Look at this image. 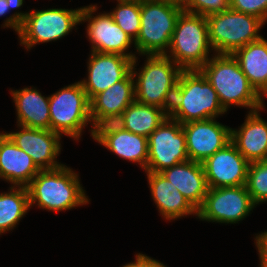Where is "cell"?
<instances>
[{
    "instance_id": "obj_24",
    "label": "cell",
    "mask_w": 267,
    "mask_h": 267,
    "mask_svg": "<svg viewBox=\"0 0 267 267\" xmlns=\"http://www.w3.org/2000/svg\"><path fill=\"white\" fill-rule=\"evenodd\" d=\"M101 145L105 146L110 152H114L120 158L137 162L144 170L148 163V138L122 130L118 133L109 135Z\"/></svg>"
},
{
    "instance_id": "obj_22",
    "label": "cell",
    "mask_w": 267,
    "mask_h": 267,
    "mask_svg": "<svg viewBox=\"0 0 267 267\" xmlns=\"http://www.w3.org/2000/svg\"><path fill=\"white\" fill-rule=\"evenodd\" d=\"M232 55L254 89L267 96V40L262 37L238 48Z\"/></svg>"
},
{
    "instance_id": "obj_11",
    "label": "cell",
    "mask_w": 267,
    "mask_h": 267,
    "mask_svg": "<svg viewBox=\"0 0 267 267\" xmlns=\"http://www.w3.org/2000/svg\"><path fill=\"white\" fill-rule=\"evenodd\" d=\"M255 206L245 185L208 188L197 216L201 220L233 224L248 216Z\"/></svg>"
},
{
    "instance_id": "obj_32",
    "label": "cell",
    "mask_w": 267,
    "mask_h": 267,
    "mask_svg": "<svg viewBox=\"0 0 267 267\" xmlns=\"http://www.w3.org/2000/svg\"><path fill=\"white\" fill-rule=\"evenodd\" d=\"M255 240L260 262H267V231L256 236Z\"/></svg>"
},
{
    "instance_id": "obj_12",
    "label": "cell",
    "mask_w": 267,
    "mask_h": 267,
    "mask_svg": "<svg viewBox=\"0 0 267 267\" xmlns=\"http://www.w3.org/2000/svg\"><path fill=\"white\" fill-rule=\"evenodd\" d=\"M97 10L96 5L82 7L80 23L88 21L87 34L92 43L91 51L98 53L120 54L130 59L136 55L125 51L134 43L131 37L126 34L109 13L92 14Z\"/></svg>"
},
{
    "instance_id": "obj_19",
    "label": "cell",
    "mask_w": 267,
    "mask_h": 267,
    "mask_svg": "<svg viewBox=\"0 0 267 267\" xmlns=\"http://www.w3.org/2000/svg\"><path fill=\"white\" fill-rule=\"evenodd\" d=\"M231 142L249 162L263 161L267 154V122L259 109L248 113L239 130L231 128Z\"/></svg>"
},
{
    "instance_id": "obj_37",
    "label": "cell",
    "mask_w": 267,
    "mask_h": 267,
    "mask_svg": "<svg viewBox=\"0 0 267 267\" xmlns=\"http://www.w3.org/2000/svg\"><path fill=\"white\" fill-rule=\"evenodd\" d=\"M24 0H7L8 6L11 9L20 8L23 5Z\"/></svg>"
},
{
    "instance_id": "obj_17",
    "label": "cell",
    "mask_w": 267,
    "mask_h": 267,
    "mask_svg": "<svg viewBox=\"0 0 267 267\" xmlns=\"http://www.w3.org/2000/svg\"><path fill=\"white\" fill-rule=\"evenodd\" d=\"M198 210L208 191L203 164L187 160L160 172Z\"/></svg>"
},
{
    "instance_id": "obj_23",
    "label": "cell",
    "mask_w": 267,
    "mask_h": 267,
    "mask_svg": "<svg viewBox=\"0 0 267 267\" xmlns=\"http://www.w3.org/2000/svg\"><path fill=\"white\" fill-rule=\"evenodd\" d=\"M134 77L130 73L124 80L95 95L90 102V115L122 113L135 101Z\"/></svg>"
},
{
    "instance_id": "obj_30",
    "label": "cell",
    "mask_w": 267,
    "mask_h": 267,
    "mask_svg": "<svg viewBox=\"0 0 267 267\" xmlns=\"http://www.w3.org/2000/svg\"><path fill=\"white\" fill-rule=\"evenodd\" d=\"M230 8V0H191L184 8L188 13L208 17Z\"/></svg>"
},
{
    "instance_id": "obj_33",
    "label": "cell",
    "mask_w": 267,
    "mask_h": 267,
    "mask_svg": "<svg viewBox=\"0 0 267 267\" xmlns=\"http://www.w3.org/2000/svg\"><path fill=\"white\" fill-rule=\"evenodd\" d=\"M123 267H145V255L138 253L136 261L123 265Z\"/></svg>"
},
{
    "instance_id": "obj_39",
    "label": "cell",
    "mask_w": 267,
    "mask_h": 267,
    "mask_svg": "<svg viewBox=\"0 0 267 267\" xmlns=\"http://www.w3.org/2000/svg\"><path fill=\"white\" fill-rule=\"evenodd\" d=\"M265 163H267V154H266V157H265V159L263 160Z\"/></svg>"
},
{
    "instance_id": "obj_5",
    "label": "cell",
    "mask_w": 267,
    "mask_h": 267,
    "mask_svg": "<svg viewBox=\"0 0 267 267\" xmlns=\"http://www.w3.org/2000/svg\"><path fill=\"white\" fill-rule=\"evenodd\" d=\"M82 8L33 10L30 13H14L6 19L4 27L13 28L21 45L31 49L35 44L59 40L80 24Z\"/></svg>"
},
{
    "instance_id": "obj_8",
    "label": "cell",
    "mask_w": 267,
    "mask_h": 267,
    "mask_svg": "<svg viewBox=\"0 0 267 267\" xmlns=\"http://www.w3.org/2000/svg\"><path fill=\"white\" fill-rule=\"evenodd\" d=\"M209 41L215 54H233L238 48L262 38L265 22L250 14L229 8L207 17Z\"/></svg>"
},
{
    "instance_id": "obj_15",
    "label": "cell",
    "mask_w": 267,
    "mask_h": 267,
    "mask_svg": "<svg viewBox=\"0 0 267 267\" xmlns=\"http://www.w3.org/2000/svg\"><path fill=\"white\" fill-rule=\"evenodd\" d=\"M133 59L120 54L91 51L88 63V79L81 80L90 101L95 95L124 80L132 70Z\"/></svg>"
},
{
    "instance_id": "obj_16",
    "label": "cell",
    "mask_w": 267,
    "mask_h": 267,
    "mask_svg": "<svg viewBox=\"0 0 267 267\" xmlns=\"http://www.w3.org/2000/svg\"><path fill=\"white\" fill-rule=\"evenodd\" d=\"M19 127H21L20 131L5 132V134L32 158L40 170H51L63 166L56 161V157L61 152L59 133L52 130Z\"/></svg>"
},
{
    "instance_id": "obj_29",
    "label": "cell",
    "mask_w": 267,
    "mask_h": 267,
    "mask_svg": "<svg viewBox=\"0 0 267 267\" xmlns=\"http://www.w3.org/2000/svg\"><path fill=\"white\" fill-rule=\"evenodd\" d=\"M93 128L91 136L101 143L109 135L125 130V119L123 112L111 115H90Z\"/></svg>"
},
{
    "instance_id": "obj_36",
    "label": "cell",
    "mask_w": 267,
    "mask_h": 267,
    "mask_svg": "<svg viewBox=\"0 0 267 267\" xmlns=\"http://www.w3.org/2000/svg\"><path fill=\"white\" fill-rule=\"evenodd\" d=\"M164 1H166L167 3L178 5L184 9L190 3L191 0H164Z\"/></svg>"
},
{
    "instance_id": "obj_18",
    "label": "cell",
    "mask_w": 267,
    "mask_h": 267,
    "mask_svg": "<svg viewBox=\"0 0 267 267\" xmlns=\"http://www.w3.org/2000/svg\"><path fill=\"white\" fill-rule=\"evenodd\" d=\"M41 170L32 158L0 133V178L14 186H27Z\"/></svg>"
},
{
    "instance_id": "obj_25",
    "label": "cell",
    "mask_w": 267,
    "mask_h": 267,
    "mask_svg": "<svg viewBox=\"0 0 267 267\" xmlns=\"http://www.w3.org/2000/svg\"><path fill=\"white\" fill-rule=\"evenodd\" d=\"M123 115L125 130L147 138L168 117L165 110L136 100L123 111Z\"/></svg>"
},
{
    "instance_id": "obj_6",
    "label": "cell",
    "mask_w": 267,
    "mask_h": 267,
    "mask_svg": "<svg viewBox=\"0 0 267 267\" xmlns=\"http://www.w3.org/2000/svg\"><path fill=\"white\" fill-rule=\"evenodd\" d=\"M184 9L164 0H140V32L134 41L141 55H167L178 16Z\"/></svg>"
},
{
    "instance_id": "obj_21",
    "label": "cell",
    "mask_w": 267,
    "mask_h": 267,
    "mask_svg": "<svg viewBox=\"0 0 267 267\" xmlns=\"http://www.w3.org/2000/svg\"><path fill=\"white\" fill-rule=\"evenodd\" d=\"M11 94L17 109V126L50 130L49 96L44 97L33 88L11 90Z\"/></svg>"
},
{
    "instance_id": "obj_2",
    "label": "cell",
    "mask_w": 267,
    "mask_h": 267,
    "mask_svg": "<svg viewBox=\"0 0 267 267\" xmlns=\"http://www.w3.org/2000/svg\"><path fill=\"white\" fill-rule=\"evenodd\" d=\"M227 111L216 90L199 69L180 74L168 117L181 124L215 118Z\"/></svg>"
},
{
    "instance_id": "obj_34",
    "label": "cell",
    "mask_w": 267,
    "mask_h": 267,
    "mask_svg": "<svg viewBox=\"0 0 267 267\" xmlns=\"http://www.w3.org/2000/svg\"><path fill=\"white\" fill-rule=\"evenodd\" d=\"M145 267H167L163 263L145 255Z\"/></svg>"
},
{
    "instance_id": "obj_31",
    "label": "cell",
    "mask_w": 267,
    "mask_h": 267,
    "mask_svg": "<svg viewBox=\"0 0 267 267\" xmlns=\"http://www.w3.org/2000/svg\"><path fill=\"white\" fill-rule=\"evenodd\" d=\"M230 8L267 21V0H230Z\"/></svg>"
},
{
    "instance_id": "obj_7",
    "label": "cell",
    "mask_w": 267,
    "mask_h": 267,
    "mask_svg": "<svg viewBox=\"0 0 267 267\" xmlns=\"http://www.w3.org/2000/svg\"><path fill=\"white\" fill-rule=\"evenodd\" d=\"M168 49L171 56H166L183 70L200 69L209 60V51L213 50L207 18L183 10L177 18Z\"/></svg>"
},
{
    "instance_id": "obj_1",
    "label": "cell",
    "mask_w": 267,
    "mask_h": 267,
    "mask_svg": "<svg viewBox=\"0 0 267 267\" xmlns=\"http://www.w3.org/2000/svg\"><path fill=\"white\" fill-rule=\"evenodd\" d=\"M216 90L222 107L237 105L255 111L263 109V98L242 72L239 62L232 54H217L200 69Z\"/></svg>"
},
{
    "instance_id": "obj_14",
    "label": "cell",
    "mask_w": 267,
    "mask_h": 267,
    "mask_svg": "<svg viewBox=\"0 0 267 267\" xmlns=\"http://www.w3.org/2000/svg\"><path fill=\"white\" fill-rule=\"evenodd\" d=\"M208 188L246 184L249 162L230 142L202 162Z\"/></svg>"
},
{
    "instance_id": "obj_9",
    "label": "cell",
    "mask_w": 267,
    "mask_h": 267,
    "mask_svg": "<svg viewBox=\"0 0 267 267\" xmlns=\"http://www.w3.org/2000/svg\"><path fill=\"white\" fill-rule=\"evenodd\" d=\"M50 130L78 140L90 122V102L81 82L49 96Z\"/></svg>"
},
{
    "instance_id": "obj_20",
    "label": "cell",
    "mask_w": 267,
    "mask_h": 267,
    "mask_svg": "<svg viewBox=\"0 0 267 267\" xmlns=\"http://www.w3.org/2000/svg\"><path fill=\"white\" fill-rule=\"evenodd\" d=\"M151 196L159 212L167 220L195 214L197 210L160 172L146 171Z\"/></svg>"
},
{
    "instance_id": "obj_13",
    "label": "cell",
    "mask_w": 267,
    "mask_h": 267,
    "mask_svg": "<svg viewBox=\"0 0 267 267\" xmlns=\"http://www.w3.org/2000/svg\"><path fill=\"white\" fill-rule=\"evenodd\" d=\"M182 128L191 161L202 163L231 142V128L217 122L215 118L187 122L182 124Z\"/></svg>"
},
{
    "instance_id": "obj_3",
    "label": "cell",
    "mask_w": 267,
    "mask_h": 267,
    "mask_svg": "<svg viewBox=\"0 0 267 267\" xmlns=\"http://www.w3.org/2000/svg\"><path fill=\"white\" fill-rule=\"evenodd\" d=\"M26 188L30 207L37 202L42 209L59 212L89 202L78 174L65 165L41 170Z\"/></svg>"
},
{
    "instance_id": "obj_28",
    "label": "cell",
    "mask_w": 267,
    "mask_h": 267,
    "mask_svg": "<svg viewBox=\"0 0 267 267\" xmlns=\"http://www.w3.org/2000/svg\"><path fill=\"white\" fill-rule=\"evenodd\" d=\"M245 186L255 205L267 201V163L256 161L249 164Z\"/></svg>"
},
{
    "instance_id": "obj_27",
    "label": "cell",
    "mask_w": 267,
    "mask_h": 267,
    "mask_svg": "<svg viewBox=\"0 0 267 267\" xmlns=\"http://www.w3.org/2000/svg\"><path fill=\"white\" fill-rule=\"evenodd\" d=\"M115 10L109 12L114 22L135 41L140 32V0H117Z\"/></svg>"
},
{
    "instance_id": "obj_38",
    "label": "cell",
    "mask_w": 267,
    "mask_h": 267,
    "mask_svg": "<svg viewBox=\"0 0 267 267\" xmlns=\"http://www.w3.org/2000/svg\"><path fill=\"white\" fill-rule=\"evenodd\" d=\"M260 267H267V262H261Z\"/></svg>"
},
{
    "instance_id": "obj_4",
    "label": "cell",
    "mask_w": 267,
    "mask_h": 267,
    "mask_svg": "<svg viewBox=\"0 0 267 267\" xmlns=\"http://www.w3.org/2000/svg\"><path fill=\"white\" fill-rule=\"evenodd\" d=\"M136 61L137 57L131 70L132 76L138 77L134 80L135 100L169 113L183 69L166 55H147V61L137 73L134 71Z\"/></svg>"
},
{
    "instance_id": "obj_10",
    "label": "cell",
    "mask_w": 267,
    "mask_h": 267,
    "mask_svg": "<svg viewBox=\"0 0 267 267\" xmlns=\"http://www.w3.org/2000/svg\"><path fill=\"white\" fill-rule=\"evenodd\" d=\"M189 160L182 124L167 117L148 137L145 171L161 172Z\"/></svg>"
},
{
    "instance_id": "obj_26",
    "label": "cell",
    "mask_w": 267,
    "mask_h": 267,
    "mask_svg": "<svg viewBox=\"0 0 267 267\" xmlns=\"http://www.w3.org/2000/svg\"><path fill=\"white\" fill-rule=\"evenodd\" d=\"M30 208L25 186H11L10 192L0 194V235L14 229Z\"/></svg>"
},
{
    "instance_id": "obj_35",
    "label": "cell",
    "mask_w": 267,
    "mask_h": 267,
    "mask_svg": "<svg viewBox=\"0 0 267 267\" xmlns=\"http://www.w3.org/2000/svg\"><path fill=\"white\" fill-rule=\"evenodd\" d=\"M10 11L7 0H0V16L5 15Z\"/></svg>"
}]
</instances>
